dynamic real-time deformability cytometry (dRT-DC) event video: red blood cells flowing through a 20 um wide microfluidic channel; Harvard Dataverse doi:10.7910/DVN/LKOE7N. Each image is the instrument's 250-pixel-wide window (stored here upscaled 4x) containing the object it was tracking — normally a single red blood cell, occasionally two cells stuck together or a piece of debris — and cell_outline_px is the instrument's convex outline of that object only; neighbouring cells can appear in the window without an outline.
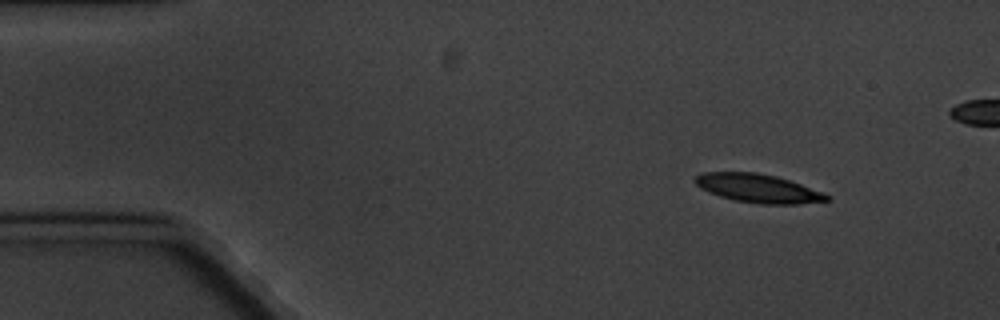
{"species": "common noctule bat (a hibernating species)", "species_latin": "Nyctalus noctula", "temperature_condition": "cold", "stored_images_in_passage": 5, "camera_frame_rate_fps": 3000, "um_per_image_px": 0.085, "animal": {"sex": "male", "body_mass_g": 20.1, "forearm_length_mm": 53.5}, "frame": {"image": 1, "passage_image": 1, "time_ms": 0.0, "image_size_px": [1000, 320], "cell_outline_px": [[832, 200], [796, 204], [760, 204], [736, 200], [720, 196], [708, 192], [700, 188], [696, 184], [696, 176], [704, 172], [756, 172], [776, 176], [800, 184], [832, 196]], "centroid_in_image_um": [64.46, 16.01], "position_along_channel_um": 20.5, "area_um2": 21.73}}